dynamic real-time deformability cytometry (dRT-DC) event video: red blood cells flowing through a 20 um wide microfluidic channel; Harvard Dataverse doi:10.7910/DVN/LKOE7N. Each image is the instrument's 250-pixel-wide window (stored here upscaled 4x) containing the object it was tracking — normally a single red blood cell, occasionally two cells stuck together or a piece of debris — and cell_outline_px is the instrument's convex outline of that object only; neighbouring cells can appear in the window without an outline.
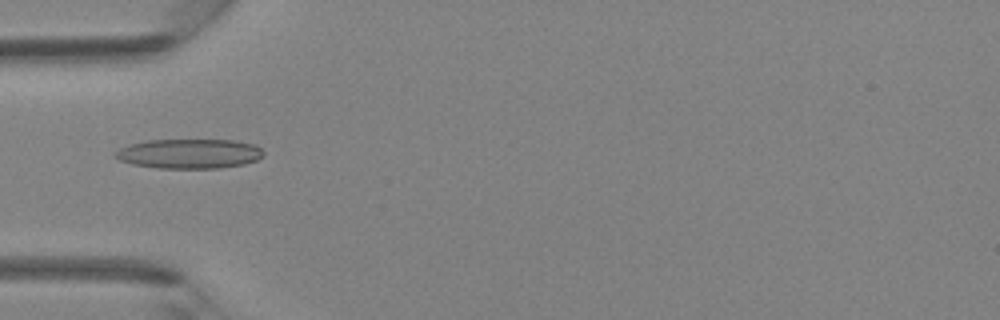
{"species": "Egyptian fruit bat (a non-hibernating species)", "species_latin": "Rousettus aegyptiacus", "temperature_condition": "room temperature", "stored_images_in_passage": 3, "camera_frame_rate_fps": 3000, "um_per_image_px": 0.085, "animal": {"sex": "female"}, "frame": {"image": 1, "passage_image": 3, "time_ms": 0.667, "image_size_px": [1000, 320], "cell_outline_px": [[264, 156], [256, 160], [244, 164], [220, 168], [156, 168], [132, 164], [120, 160], [112, 156], [120, 148], [128, 144], [148, 140], [232, 140], [252, 144], [260, 148], [264, 152]], "centroid_in_image_um": [16.07, 13.06], "position_along_channel_um": 68.9, "area_um2": 25.61}}